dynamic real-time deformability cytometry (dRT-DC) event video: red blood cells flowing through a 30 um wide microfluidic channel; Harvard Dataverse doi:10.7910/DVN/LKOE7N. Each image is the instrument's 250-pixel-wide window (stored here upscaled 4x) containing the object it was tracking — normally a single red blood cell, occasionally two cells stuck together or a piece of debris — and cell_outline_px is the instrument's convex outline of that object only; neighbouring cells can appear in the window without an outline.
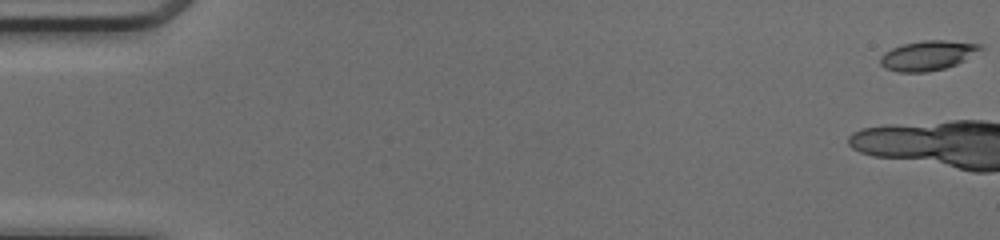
{"species": "common noctule bat (a hibernating species)", "species_latin": "Nyctalus noctula", "temperature_condition": "cold", "stored_images_in_passage": 5, "camera_frame_rate_fps": 3000, "um_per_image_px": 0.085, "animal": {"sex": "female", "body_mass_g": 17.0, "forearm_length_mm": 48.0}, "frame": {"image": 1, "passage_image": 1, "time_ms": 0.0, "image_size_px": [1000, 240], "cell_outline_px": [[984, 48], [964, 60], [956, 64], [944, 68], [928, 72], [896, 72], [884, 68], [880, 64], [880, 56], [884, 52], [900, 44], [924, 40], [944, 40], [984, 44]], "centroid_in_image_um": [78.84, 4.71], "position_along_channel_um": 6.2, "area_um2": 17.51}}